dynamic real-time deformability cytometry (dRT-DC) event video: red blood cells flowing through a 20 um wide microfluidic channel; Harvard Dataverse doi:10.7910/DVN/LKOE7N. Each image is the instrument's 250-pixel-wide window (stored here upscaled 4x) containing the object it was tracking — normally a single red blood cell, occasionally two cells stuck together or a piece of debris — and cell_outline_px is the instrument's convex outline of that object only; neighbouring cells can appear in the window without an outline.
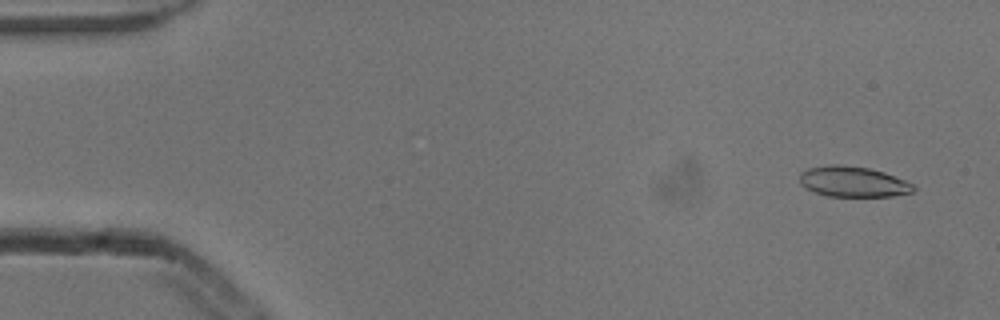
{"species": "common noctule bat (a hibernating species)", "species_latin": "Nyctalus noctula", "temperature_condition": "cold", "stored_images_in_passage": 5, "camera_frame_rate_fps": 3000, "um_per_image_px": 0.085, "animal": {"sex": "male", "body_mass_g": 13.3}, "frame": {"image": 1, "passage_image": 1, "time_ms": 0.0, "image_size_px": [1000, 320], "cell_outline_px": [[916, 188], [912, 192], [892, 196], [828, 196], [804, 188], [800, 184], [800, 172], [808, 168], [832, 164], [840, 164], [868, 168], [884, 172], [904, 180], [912, 184]], "centroid_in_image_um": [72.48, 15.44], "position_along_channel_um": 12.5, "area_um2": 20.17}}
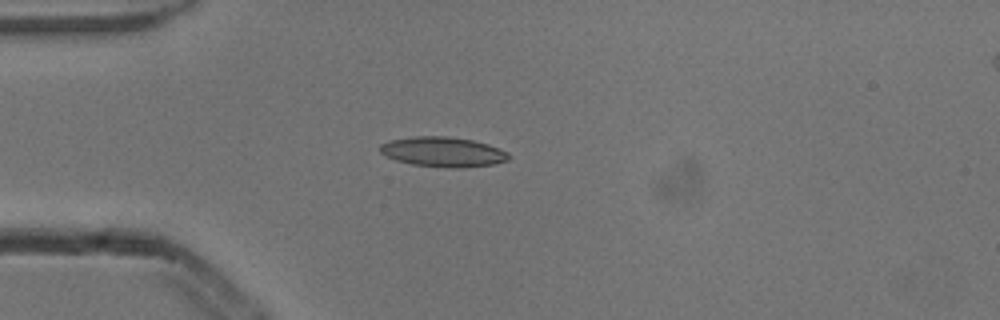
{"frame": {"image": 2, "passage_image": 4, "time_ms": 1.0, "image_size_px": [1000, 320], "cell_outline_px": [[508, 160], [492, 164], [464, 168], [452, 168], [412, 164], [396, 160], [380, 152], [380, 144], [392, 140], [412, 136], [448, 136], [472, 140], [488, 144], [508, 152]], "centroid_in_image_um": [37.66, 12.9], "position_along_channel_um": 47.3, "area_um2": 22.25}}